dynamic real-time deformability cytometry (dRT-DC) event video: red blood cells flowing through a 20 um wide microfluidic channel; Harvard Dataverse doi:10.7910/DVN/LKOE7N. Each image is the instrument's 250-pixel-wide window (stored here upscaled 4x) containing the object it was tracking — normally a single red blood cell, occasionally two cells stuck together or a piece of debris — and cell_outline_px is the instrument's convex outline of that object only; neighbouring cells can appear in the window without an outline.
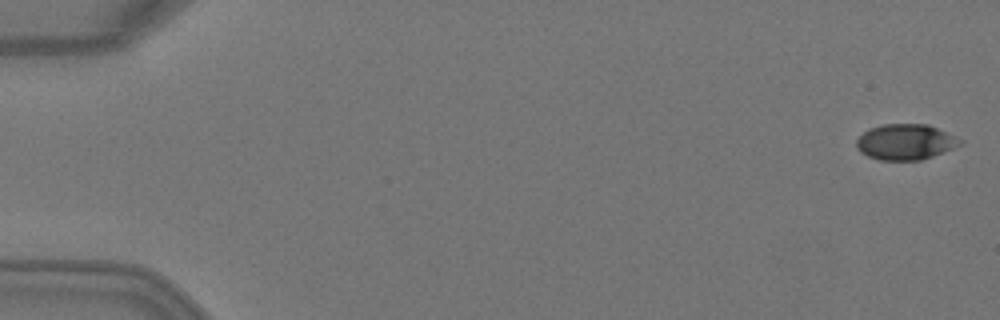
{"species": "Egyptian fruit bat (a non-hibernating species)", "species_latin": "Rousettus aegyptiacus", "temperature_condition": "warm", "stored_images_in_passage": 5, "camera_frame_rate_fps": 3000, "um_per_image_px": 0.085, "animal": {"sex": "female"}, "frame": {"image": 1, "passage_image": 1, "time_ms": 0.0, "image_size_px": [1000, 320], "cell_outline_px": [[964, 144], [932, 156], [920, 160], [880, 160], [868, 156], [860, 152], [856, 148], [856, 140], [868, 128], [884, 124], [928, 124], [964, 140]], "centroid_in_image_um": [76.97, 12.06], "position_along_channel_um": 8.0, "area_um2": 21.62}}